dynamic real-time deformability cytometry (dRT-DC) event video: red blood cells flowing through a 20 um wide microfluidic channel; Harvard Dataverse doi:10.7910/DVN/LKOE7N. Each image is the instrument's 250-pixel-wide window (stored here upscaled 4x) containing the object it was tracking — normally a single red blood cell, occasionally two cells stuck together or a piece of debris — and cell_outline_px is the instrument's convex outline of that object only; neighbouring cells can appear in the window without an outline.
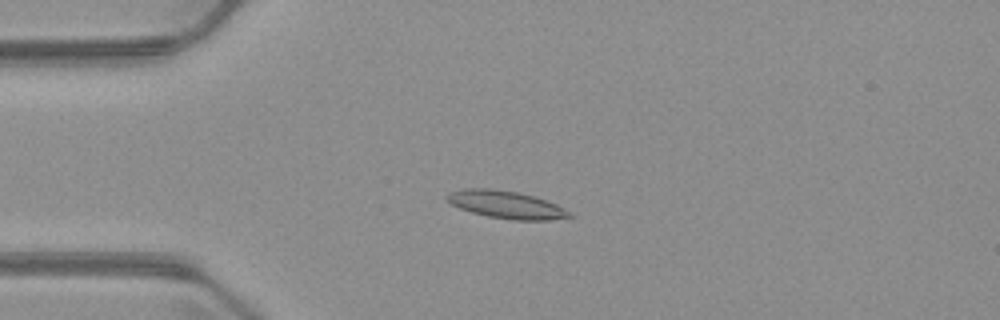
{"species": "common noctule bat (a hibernating species)", "species_latin": "Nyctalus noctula", "temperature_condition": "warm", "stored_images_in_passage": 5, "camera_frame_rate_fps": 3000, "um_per_image_px": 0.085, "animal": {"sex": "male", "body_mass_g": 23.1, "forearm_length_mm": 52.7}, "frame": {"image": 1, "passage_image": 3, "time_ms": 2.667, "image_size_px": [1000, 320], "cell_outline_px": [[576, 216], [548, 220], [512, 220], [488, 216], [472, 212], [460, 208], [452, 204], [444, 196], [448, 192], [464, 188], [488, 188], [516, 192], [532, 196], [556, 204], [572, 212]], "centroid_in_image_um": [43.03, 17.4], "position_along_channel_um": 42.0, "area_um2": 19.59}}
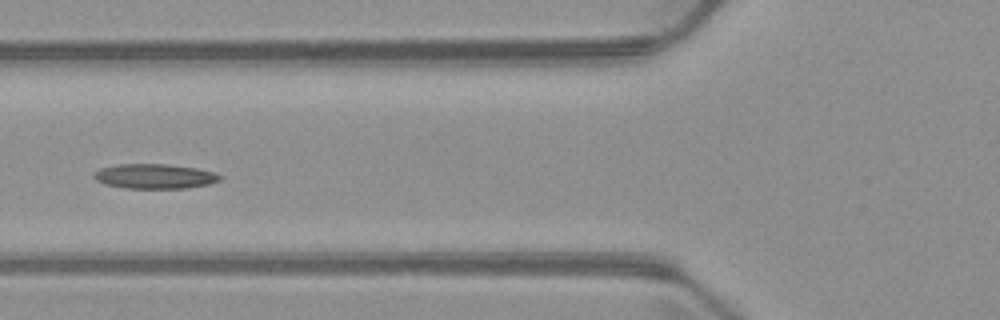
{"frame": {"image": 2, "passage_image": 5, "time_ms": 5.0, "image_size_px": [1000, 320], "cell_outline_px": [[224, 176], [220, 180], [208, 184], [188, 188], [124, 188], [104, 184], [96, 180], [92, 176], [92, 172], [100, 168], [116, 164], [164, 164], [196, 168], [212, 172]], "centroid_in_image_um": [13.1, 14.98], "position_along_channel_um": 112.7, "area_um2": 18.26}}